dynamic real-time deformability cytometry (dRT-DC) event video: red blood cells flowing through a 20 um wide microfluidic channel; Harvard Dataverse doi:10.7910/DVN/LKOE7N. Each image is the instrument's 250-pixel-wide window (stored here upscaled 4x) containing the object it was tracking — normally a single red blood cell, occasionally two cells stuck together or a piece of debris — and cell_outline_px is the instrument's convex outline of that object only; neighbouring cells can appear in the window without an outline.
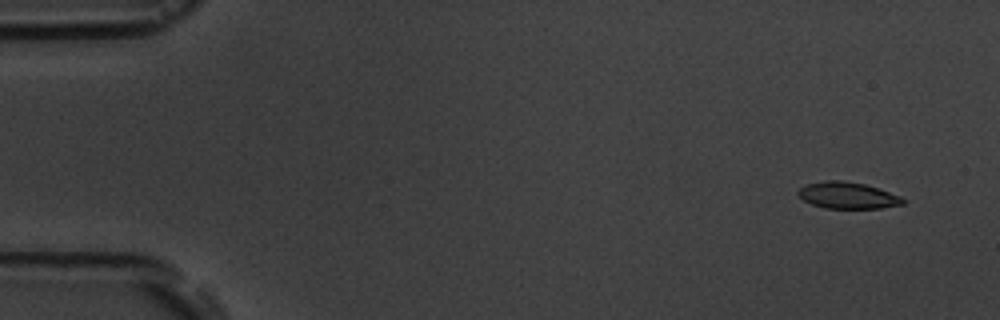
{"species": "common noctule bat (a hibernating species)", "species_latin": "Nyctalus noctula", "temperature_condition": "room temperature", "stored_images_in_passage": 6, "camera_frame_rate_fps": 3000, "um_per_image_px": 0.085, "animal": {"sex": "male", "body_mass_g": 19.5, "forearm_length_mm": 54.6}, "frame": {"image": 1, "passage_image": 1, "time_ms": 0.0, "image_size_px": [1000, 320], "cell_outline_px": [[904, 204], [880, 208], [824, 208], [812, 204], [804, 200], [796, 192], [800, 188], [808, 184], [828, 180], [844, 180], [864, 184], [900, 196], [904, 200]], "centroid_in_image_um": [72.03, 16.61], "position_along_channel_um": 13.0, "area_um2": 15.95}}
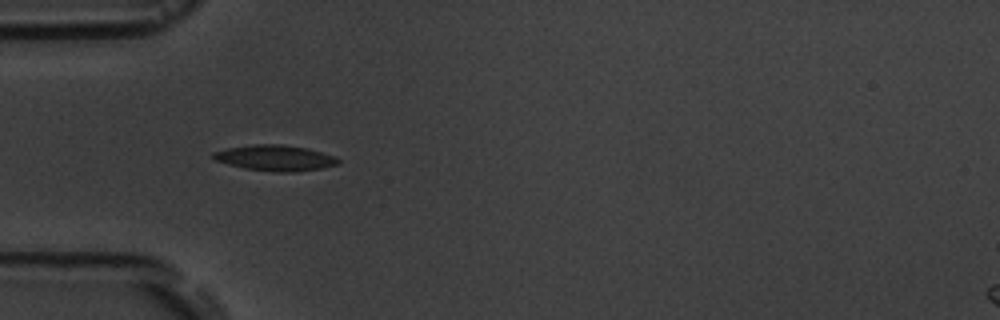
{"frame": {"image": 2, "passage_image": 5, "time_ms": 4.667, "image_size_px": [1000, 320], "cell_outline_px": [[340, 164], [320, 168], [296, 172], [276, 172], [244, 168], [228, 164], [216, 160], [212, 156], [212, 152], [228, 148], [252, 144], [280, 144], [308, 148], [336, 156], [340, 160]], "centroid_in_image_um": [23.42, 13.42], "position_along_channel_um": 61.6, "area_um2": 18.79}}
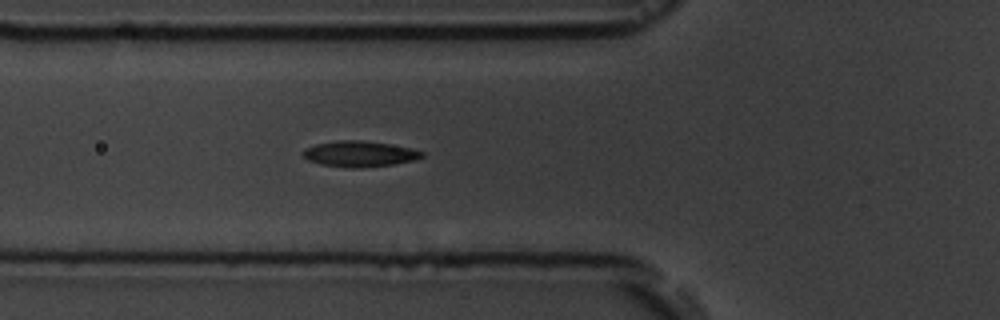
{"frame": {"image": 3, "passage_image": 6, "time_ms": 5.667, "image_size_px": [1000, 320], "cell_outline_px": [[424, 156], [416, 160], [392, 164], [360, 168], [348, 168], [320, 164], [308, 160], [300, 152], [304, 148], [316, 144], [340, 140], [360, 140], [388, 144], [412, 148], [424, 152]], "centroid_in_image_um": [30.55, 13.08], "position_along_channel_um": 95.3, "area_um2": 17.92}}